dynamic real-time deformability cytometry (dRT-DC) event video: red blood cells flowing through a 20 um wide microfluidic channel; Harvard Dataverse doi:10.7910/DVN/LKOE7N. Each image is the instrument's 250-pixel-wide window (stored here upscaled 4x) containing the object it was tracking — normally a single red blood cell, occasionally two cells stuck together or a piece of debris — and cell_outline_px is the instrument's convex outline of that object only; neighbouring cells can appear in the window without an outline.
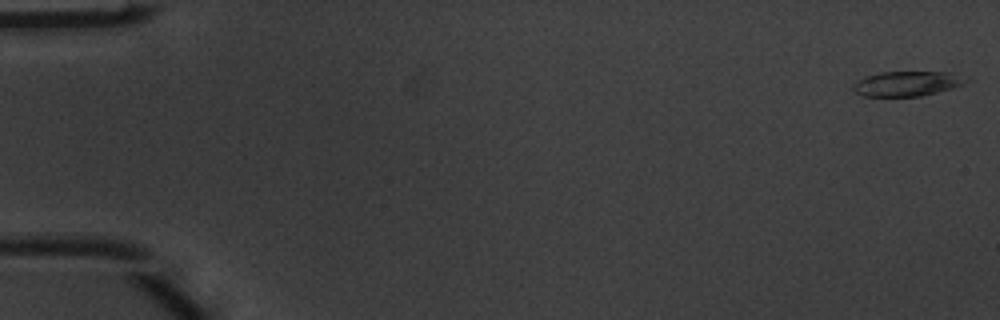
{"species": "common noctule bat (a hibernating species)", "species_latin": "Nyctalus noctula", "temperature_condition": "warm", "stored_images_in_passage": 4, "camera_frame_rate_fps": 3000, "um_per_image_px": 0.085, "animal": {"sex": "male", "body_mass_g": 20.1, "forearm_length_mm": 53.5}, "frame": {"image": 1, "passage_image": 1, "time_ms": 0.0, "image_size_px": [1000, 320], "cell_outline_px": [[972, 80], [964, 84], [952, 88], [920, 96], [864, 96], [856, 92], [852, 88], [852, 84], [856, 80], [864, 76], [880, 72], [952, 72]], "centroid_in_image_um": [77.09, 7.1], "position_along_channel_um": 7.9, "area_um2": 16.47}}